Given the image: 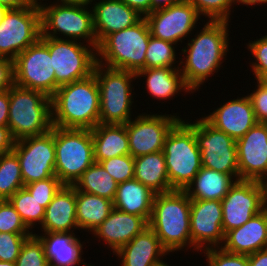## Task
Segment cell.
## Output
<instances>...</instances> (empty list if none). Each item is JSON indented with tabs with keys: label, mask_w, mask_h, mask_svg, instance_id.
<instances>
[{
	"label": "cell",
	"mask_w": 267,
	"mask_h": 266,
	"mask_svg": "<svg viewBox=\"0 0 267 266\" xmlns=\"http://www.w3.org/2000/svg\"><path fill=\"white\" fill-rule=\"evenodd\" d=\"M199 34L181 50L185 61H180V72L191 93L198 91L205 80L220 69L229 47V22L209 21ZM225 56V57H224ZM184 66V67H183ZM219 68V69H218Z\"/></svg>",
	"instance_id": "6da1fadb"
},
{
	"label": "cell",
	"mask_w": 267,
	"mask_h": 266,
	"mask_svg": "<svg viewBox=\"0 0 267 266\" xmlns=\"http://www.w3.org/2000/svg\"><path fill=\"white\" fill-rule=\"evenodd\" d=\"M51 100L53 126L93 129L99 124L100 98L94 73L60 86Z\"/></svg>",
	"instance_id": "7a4b0ae2"
},
{
	"label": "cell",
	"mask_w": 267,
	"mask_h": 266,
	"mask_svg": "<svg viewBox=\"0 0 267 266\" xmlns=\"http://www.w3.org/2000/svg\"><path fill=\"white\" fill-rule=\"evenodd\" d=\"M190 210L191 200L184 190L155 194L148 224L168 253L188 246L197 250L191 242Z\"/></svg>",
	"instance_id": "3957f363"
},
{
	"label": "cell",
	"mask_w": 267,
	"mask_h": 266,
	"mask_svg": "<svg viewBox=\"0 0 267 266\" xmlns=\"http://www.w3.org/2000/svg\"><path fill=\"white\" fill-rule=\"evenodd\" d=\"M8 128L14 141L52 129V100L45 93L13 85L9 89Z\"/></svg>",
	"instance_id": "277c9868"
},
{
	"label": "cell",
	"mask_w": 267,
	"mask_h": 266,
	"mask_svg": "<svg viewBox=\"0 0 267 266\" xmlns=\"http://www.w3.org/2000/svg\"><path fill=\"white\" fill-rule=\"evenodd\" d=\"M163 152L171 188L185 190L202 168L194 121L180 119L166 136Z\"/></svg>",
	"instance_id": "5b68a950"
},
{
	"label": "cell",
	"mask_w": 267,
	"mask_h": 266,
	"mask_svg": "<svg viewBox=\"0 0 267 266\" xmlns=\"http://www.w3.org/2000/svg\"><path fill=\"white\" fill-rule=\"evenodd\" d=\"M150 36L149 26L144 17L129 28L107 35L98 44L97 63L108 68L135 73L145 69V53Z\"/></svg>",
	"instance_id": "8992f818"
},
{
	"label": "cell",
	"mask_w": 267,
	"mask_h": 266,
	"mask_svg": "<svg viewBox=\"0 0 267 266\" xmlns=\"http://www.w3.org/2000/svg\"><path fill=\"white\" fill-rule=\"evenodd\" d=\"M95 74L100 98V124H126L131 118L134 101L131 86L136 73L112 69L96 63Z\"/></svg>",
	"instance_id": "52a82bcc"
},
{
	"label": "cell",
	"mask_w": 267,
	"mask_h": 266,
	"mask_svg": "<svg viewBox=\"0 0 267 266\" xmlns=\"http://www.w3.org/2000/svg\"><path fill=\"white\" fill-rule=\"evenodd\" d=\"M55 173L63 185L73 186L94 161L91 129L54 126Z\"/></svg>",
	"instance_id": "ba28073f"
},
{
	"label": "cell",
	"mask_w": 267,
	"mask_h": 266,
	"mask_svg": "<svg viewBox=\"0 0 267 266\" xmlns=\"http://www.w3.org/2000/svg\"><path fill=\"white\" fill-rule=\"evenodd\" d=\"M41 3L38 4L41 13V36L67 38L78 42L84 39V42L97 50L93 13L88 6L55 3L46 6ZM58 34H61V37L57 36ZM62 35L65 37L62 38Z\"/></svg>",
	"instance_id": "9c48e42d"
},
{
	"label": "cell",
	"mask_w": 267,
	"mask_h": 266,
	"mask_svg": "<svg viewBox=\"0 0 267 266\" xmlns=\"http://www.w3.org/2000/svg\"><path fill=\"white\" fill-rule=\"evenodd\" d=\"M48 46L55 70L56 90L63 85L82 80L93 74L97 52L90 45L67 39L41 36ZM89 48V49H88Z\"/></svg>",
	"instance_id": "30bf717a"
},
{
	"label": "cell",
	"mask_w": 267,
	"mask_h": 266,
	"mask_svg": "<svg viewBox=\"0 0 267 266\" xmlns=\"http://www.w3.org/2000/svg\"><path fill=\"white\" fill-rule=\"evenodd\" d=\"M41 37L39 5L8 9L0 22V57L14 60Z\"/></svg>",
	"instance_id": "8fae6325"
},
{
	"label": "cell",
	"mask_w": 267,
	"mask_h": 266,
	"mask_svg": "<svg viewBox=\"0 0 267 266\" xmlns=\"http://www.w3.org/2000/svg\"><path fill=\"white\" fill-rule=\"evenodd\" d=\"M195 121L202 167L230 174L235 181L239 180L236 140L216 129L204 117Z\"/></svg>",
	"instance_id": "7c38bea8"
},
{
	"label": "cell",
	"mask_w": 267,
	"mask_h": 266,
	"mask_svg": "<svg viewBox=\"0 0 267 266\" xmlns=\"http://www.w3.org/2000/svg\"><path fill=\"white\" fill-rule=\"evenodd\" d=\"M48 46L39 39L13 60L14 84L52 97L56 92L55 70Z\"/></svg>",
	"instance_id": "4fadbf2b"
},
{
	"label": "cell",
	"mask_w": 267,
	"mask_h": 266,
	"mask_svg": "<svg viewBox=\"0 0 267 266\" xmlns=\"http://www.w3.org/2000/svg\"><path fill=\"white\" fill-rule=\"evenodd\" d=\"M24 185L45 180L55 173L54 126L48 132L14 142Z\"/></svg>",
	"instance_id": "5bb4252c"
},
{
	"label": "cell",
	"mask_w": 267,
	"mask_h": 266,
	"mask_svg": "<svg viewBox=\"0 0 267 266\" xmlns=\"http://www.w3.org/2000/svg\"><path fill=\"white\" fill-rule=\"evenodd\" d=\"M222 202V227L226 234L238 228L266 208L264 182L237 180Z\"/></svg>",
	"instance_id": "9a60e30c"
},
{
	"label": "cell",
	"mask_w": 267,
	"mask_h": 266,
	"mask_svg": "<svg viewBox=\"0 0 267 266\" xmlns=\"http://www.w3.org/2000/svg\"><path fill=\"white\" fill-rule=\"evenodd\" d=\"M180 119L177 114L142 113L128 121L124 125L129 138L130 155L135 158L163 151L166 136Z\"/></svg>",
	"instance_id": "2e32d148"
},
{
	"label": "cell",
	"mask_w": 267,
	"mask_h": 266,
	"mask_svg": "<svg viewBox=\"0 0 267 266\" xmlns=\"http://www.w3.org/2000/svg\"><path fill=\"white\" fill-rule=\"evenodd\" d=\"M151 36L174 44L192 34L197 21L201 18L195 7L187 0H179L167 8L149 13L144 17Z\"/></svg>",
	"instance_id": "e0dca14e"
},
{
	"label": "cell",
	"mask_w": 267,
	"mask_h": 266,
	"mask_svg": "<svg viewBox=\"0 0 267 266\" xmlns=\"http://www.w3.org/2000/svg\"><path fill=\"white\" fill-rule=\"evenodd\" d=\"M222 218L223 212L221 201L191 200V242L197 249V252L199 250L201 252L204 248L221 247L220 244H223L225 238V233L223 232L222 227Z\"/></svg>",
	"instance_id": "ac0fdd59"
},
{
	"label": "cell",
	"mask_w": 267,
	"mask_h": 266,
	"mask_svg": "<svg viewBox=\"0 0 267 266\" xmlns=\"http://www.w3.org/2000/svg\"><path fill=\"white\" fill-rule=\"evenodd\" d=\"M239 180H267V123H257L236 140Z\"/></svg>",
	"instance_id": "d6986e66"
},
{
	"label": "cell",
	"mask_w": 267,
	"mask_h": 266,
	"mask_svg": "<svg viewBox=\"0 0 267 266\" xmlns=\"http://www.w3.org/2000/svg\"><path fill=\"white\" fill-rule=\"evenodd\" d=\"M204 118L234 140L243 137L258 123L248 95L223 103Z\"/></svg>",
	"instance_id": "ffe728a7"
},
{
	"label": "cell",
	"mask_w": 267,
	"mask_h": 266,
	"mask_svg": "<svg viewBox=\"0 0 267 266\" xmlns=\"http://www.w3.org/2000/svg\"><path fill=\"white\" fill-rule=\"evenodd\" d=\"M95 3L91 9L97 47L107 35L129 28L143 18L120 0H100Z\"/></svg>",
	"instance_id": "44dd1931"
},
{
	"label": "cell",
	"mask_w": 267,
	"mask_h": 266,
	"mask_svg": "<svg viewBox=\"0 0 267 266\" xmlns=\"http://www.w3.org/2000/svg\"><path fill=\"white\" fill-rule=\"evenodd\" d=\"M148 226L145 218L113 208L107 219L92 233L116 253Z\"/></svg>",
	"instance_id": "7402d4cb"
},
{
	"label": "cell",
	"mask_w": 267,
	"mask_h": 266,
	"mask_svg": "<svg viewBox=\"0 0 267 266\" xmlns=\"http://www.w3.org/2000/svg\"><path fill=\"white\" fill-rule=\"evenodd\" d=\"M221 248L247 256L267 248V208L244 225L228 231Z\"/></svg>",
	"instance_id": "603a6c76"
},
{
	"label": "cell",
	"mask_w": 267,
	"mask_h": 266,
	"mask_svg": "<svg viewBox=\"0 0 267 266\" xmlns=\"http://www.w3.org/2000/svg\"><path fill=\"white\" fill-rule=\"evenodd\" d=\"M121 266H159L163 256L169 254L155 232L148 226L116 253Z\"/></svg>",
	"instance_id": "cb8c5ba5"
},
{
	"label": "cell",
	"mask_w": 267,
	"mask_h": 266,
	"mask_svg": "<svg viewBox=\"0 0 267 266\" xmlns=\"http://www.w3.org/2000/svg\"><path fill=\"white\" fill-rule=\"evenodd\" d=\"M42 232H73L78 229L76 221V190L63 185L45 208Z\"/></svg>",
	"instance_id": "d4e9b609"
},
{
	"label": "cell",
	"mask_w": 267,
	"mask_h": 266,
	"mask_svg": "<svg viewBox=\"0 0 267 266\" xmlns=\"http://www.w3.org/2000/svg\"><path fill=\"white\" fill-rule=\"evenodd\" d=\"M44 245L49 266H77L81 260L83 243L73 232H47L37 235Z\"/></svg>",
	"instance_id": "484cf974"
},
{
	"label": "cell",
	"mask_w": 267,
	"mask_h": 266,
	"mask_svg": "<svg viewBox=\"0 0 267 266\" xmlns=\"http://www.w3.org/2000/svg\"><path fill=\"white\" fill-rule=\"evenodd\" d=\"M154 196L153 191L133 178L118 184L113 206L128 214L141 216L149 222Z\"/></svg>",
	"instance_id": "4316f807"
},
{
	"label": "cell",
	"mask_w": 267,
	"mask_h": 266,
	"mask_svg": "<svg viewBox=\"0 0 267 266\" xmlns=\"http://www.w3.org/2000/svg\"><path fill=\"white\" fill-rule=\"evenodd\" d=\"M94 161L130 154L129 138L124 124H98L91 129Z\"/></svg>",
	"instance_id": "83f0119b"
},
{
	"label": "cell",
	"mask_w": 267,
	"mask_h": 266,
	"mask_svg": "<svg viewBox=\"0 0 267 266\" xmlns=\"http://www.w3.org/2000/svg\"><path fill=\"white\" fill-rule=\"evenodd\" d=\"M145 77L146 90L157 99H170L181 91L191 92L183 80L180 67L141 69L136 77ZM147 76V77H146Z\"/></svg>",
	"instance_id": "f1b7e54d"
},
{
	"label": "cell",
	"mask_w": 267,
	"mask_h": 266,
	"mask_svg": "<svg viewBox=\"0 0 267 266\" xmlns=\"http://www.w3.org/2000/svg\"><path fill=\"white\" fill-rule=\"evenodd\" d=\"M233 179L230 174L202 167L184 191L190 200L221 201L236 182Z\"/></svg>",
	"instance_id": "f546056e"
},
{
	"label": "cell",
	"mask_w": 267,
	"mask_h": 266,
	"mask_svg": "<svg viewBox=\"0 0 267 266\" xmlns=\"http://www.w3.org/2000/svg\"><path fill=\"white\" fill-rule=\"evenodd\" d=\"M134 178L155 194L173 191L170 186L163 151L135 157Z\"/></svg>",
	"instance_id": "4dcf8cb0"
},
{
	"label": "cell",
	"mask_w": 267,
	"mask_h": 266,
	"mask_svg": "<svg viewBox=\"0 0 267 266\" xmlns=\"http://www.w3.org/2000/svg\"><path fill=\"white\" fill-rule=\"evenodd\" d=\"M114 208L113 201L106 198L76 191V221L78 230L93 232L102 224Z\"/></svg>",
	"instance_id": "1f68e13d"
},
{
	"label": "cell",
	"mask_w": 267,
	"mask_h": 266,
	"mask_svg": "<svg viewBox=\"0 0 267 266\" xmlns=\"http://www.w3.org/2000/svg\"><path fill=\"white\" fill-rule=\"evenodd\" d=\"M76 191L114 200L118 184L100 164L94 162L73 185Z\"/></svg>",
	"instance_id": "d6a6232c"
},
{
	"label": "cell",
	"mask_w": 267,
	"mask_h": 266,
	"mask_svg": "<svg viewBox=\"0 0 267 266\" xmlns=\"http://www.w3.org/2000/svg\"><path fill=\"white\" fill-rule=\"evenodd\" d=\"M24 187L18 157L12 150L0 155V201L8 200Z\"/></svg>",
	"instance_id": "836d02e7"
},
{
	"label": "cell",
	"mask_w": 267,
	"mask_h": 266,
	"mask_svg": "<svg viewBox=\"0 0 267 266\" xmlns=\"http://www.w3.org/2000/svg\"><path fill=\"white\" fill-rule=\"evenodd\" d=\"M8 201L15 208L16 212L20 215L22 221L30 231L35 227L34 225H37V223L42 225L45 208L42 207L41 202L35 197H32L25 187L19 189L8 199Z\"/></svg>",
	"instance_id": "e575fe53"
},
{
	"label": "cell",
	"mask_w": 267,
	"mask_h": 266,
	"mask_svg": "<svg viewBox=\"0 0 267 266\" xmlns=\"http://www.w3.org/2000/svg\"><path fill=\"white\" fill-rule=\"evenodd\" d=\"M175 45L166 40L150 36L149 44L146 50L145 69L176 67V52Z\"/></svg>",
	"instance_id": "d590c367"
},
{
	"label": "cell",
	"mask_w": 267,
	"mask_h": 266,
	"mask_svg": "<svg viewBox=\"0 0 267 266\" xmlns=\"http://www.w3.org/2000/svg\"><path fill=\"white\" fill-rule=\"evenodd\" d=\"M15 263L16 266H49L44 245L36 233L25 239Z\"/></svg>",
	"instance_id": "8d00e7d4"
},
{
	"label": "cell",
	"mask_w": 267,
	"mask_h": 266,
	"mask_svg": "<svg viewBox=\"0 0 267 266\" xmlns=\"http://www.w3.org/2000/svg\"><path fill=\"white\" fill-rule=\"evenodd\" d=\"M199 15L209 18V21H227L231 15V6L236 0H187Z\"/></svg>",
	"instance_id": "74e56055"
},
{
	"label": "cell",
	"mask_w": 267,
	"mask_h": 266,
	"mask_svg": "<svg viewBox=\"0 0 267 266\" xmlns=\"http://www.w3.org/2000/svg\"><path fill=\"white\" fill-rule=\"evenodd\" d=\"M100 164L117 184L134 178V158L130 154L112 157L101 161Z\"/></svg>",
	"instance_id": "f35d334b"
},
{
	"label": "cell",
	"mask_w": 267,
	"mask_h": 266,
	"mask_svg": "<svg viewBox=\"0 0 267 266\" xmlns=\"http://www.w3.org/2000/svg\"><path fill=\"white\" fill-rule=\"evenodd\" d=\"M0 232L33 234L8 200L0 201Z\"/></svg>",
	"instance_id": "ab89813d"
},
{
	"label": "cell",
	"mask_w": 267,
	"mask_h": 266,
	"mask_svg": "<svg viewBox=\"0 0 267 266\" xmlns=\"http://www.w3.org/2000/svg\"><path fill=\"white\" fill-rule=\"evenodd\" d=\"M63 184L57 176H52L45 180H39L24 187L29 191L32 197H35L46 208L52 201L54 195L61 189Z\"/></svg>",
	"instance_id": "60d3db41"
},
{
	"label": "cell",
	"mask_w": 267,
	"mask_h": 266,
	"mask_svg": "<svg viewBox=\"0 0 267 266\" xmlns=\"http://www.w3.org/2000/svg\"><path fill=\"white\" fill-rule=\"evenodd\" d=\"M208 266H249L248 256L231 253L223 248L204 249Z\"/></svg>",
	"instance_id": "b9f144b4"
},
{
	"label": "cell",
	"mask_w": 267,
	"mask_h": 266,
	"mask_svg": "<svg viewBox=\"0 0 267 266\" xmlns=\"http://www.w3.org/2000/svg\"><path fill=\"white\" fill-rule=\"evenodd\" d=\"M31 235L0 232V261L15 262L23 242Z\"/></svg>",
	"instance_id": "7bdbcfd3"
},
{
	"label": "cell",
	"mask_w": 267,
	"mask_h": 266,
	"mask_svg": "<svg viewBox=\"0 0 267 266\" xmlns=\"http://www.w3.org/2000/svg\"><path fill=\"white\" fill-rule=\"evenodd\" d=\"M247 45L252 57L256 58L255 62L251 63L253 75H255L256 80H261L267 74V35L250 41Z\"/></svg>",
	"instance_id": "ee69618b"
},
{
	"label": "cell",
	"mask_w": 267,
	"mask_h": 266,
	"mask_svg": "<svg viewBox=\"0 0 267 266\" xmlns=\"http://www.w3.org/2000/svg\"><path fill=\"white\" fill-rule=\"evenodd\" d=\"M257 81V88L248 97L251 101L258 123H267V85L261 80Z\"/></svg>",
	"instance_id": "f6af8a7d"
},
{
	"label": "cell",
	"mask_w": 267,
	"mask_h": 266,
	"mask_svg": "<svg viewBox=\"0 0 267 266\" xmlns=\"http://www.w3.org/2000/svg\"><path fill=\"white\" fill-rule=\"evenodd\" d=\"M14 85L13 60L0 57V92L7 91Z\"/></svg>",
	"instance_id": "bcb514c9"
},
{
	"label": "cell",
	"mask_w": 267,
	"mask_h": 266,
	"mask_svg": "<svg viewBox=\"0 0 267 266\" xmlns=\"http://www.w3.org/2000/svg\"><path fill=\"white\" fill-rule=\"evenodd\" d=\"M14 142L8 126H0V155L12 151Z\"/></svg>",
	"instance_id": "7dc6e473"
},
{
	"label": "cell",
	"mask_w": 267,
	"mask_h": 266,
	"mask_svg": "<svg viewBox=\"0 0 267 266\" xmlns=\"http://www.w3.org/2000/svg\"><path fill=\"white\" fill-rule=\"evenodd\" d=\"M9 89L4 92H0V126L8 125V115H9Z\"/></svg>",
	"instance_id": "c3c4849f"
},
{
	"label": "cell",
	"mask_w": 267,
	"mask_h": 266,
	"mask_svg": "<svg viewBox=\"0 0 267 266\" xmlns=\"http://www.w3.org/2000/svg\"><path fill=\"white\" fill-rule=\"evenodd\" d=\"M132 9H135L140 15L145 17L151 13V0H120Z\"/></svg>",
	"instance_id": "681fc988"
},
{
	"label": "cell",
	"mask_w": 267,
	"mask_h": 266,
	"mask_svg": "<svg viewBox=\"0 0 267 266\" xmlns=\"http://www.w3.org/2000/svg\"><path fill=\"white\" fill-rule=\"evenodd\" d=\"M249 266H267V248L248 255Z\"/></svg>",
	"instance_id": "f907efd6"
},
{
	"label": "cell",
	"mask_w": 267,
	"mask_h": 266,
	"mask_svg": "<svg viewBox=\"0 0 267 266\" xmlns=\"http://www.w3.org/2000/svg\"><path fill=\"white\" fill-rule=\"evenodd\" d=\"M0 5L7 9H19L32 6L30 0H0Z\"/></svg>",
	"instance_id": "816d5d0a"
},
{
	"label": "cell",
	"mask_w": 267,
	"mask_h": 266,
	"mask_svg": "<svg viewBox=\"0 0 267 266\" xmlns=\"http://www.w3.org/2000/svg\"><path fill=\"white\" fill-rule=\"evenodd\" d=\"M179 0H151V13L177 3Z\"/></svg>",
	"instance_id": "f5cc1de1"
},
{
	"label": "cell",
	"mask_w": 267,
	"mask_h": 266,
	"mask_svg": "<svg viewBox=\"0 0 267 266\" xmlns=\"http://www.w3.org/2000/svg\"><path fill=\"white\" fill-rule=\"evenodd\" d=\"M92 2H93V0H60V1L57 0V2L55 4L88 6L89 4L91 5Z\"/></svg>",
	"instance_id": "db71d44e"
},
{
	"label": "cell",
	"mask_w": 267,
	"mask_h": 266,
	"mask_svg": "<svg viewBox=\"0 0 267 266\" xmlns=\"http://www.w3.org/2000/svg\"><path fill=\"white\" fill-rule=\"evenodd\" d=\"M236 3L243 4V5H258V4H266L267 0H236Z\"/></svg>",
	"instance_id": "11a10c76"
},
{
	"label": "cell",
	"mask_w": 267,
	"mask_h": 266,
	"mask_svg": "<svg viewBox=\"0 0 267 266\" xmlns=\"http://www.w3.org/2000/svg\"><path fill=\"white\" fill-rule=\"evenodd\" d=\"M7 10H8L7 8L0 5V22L3 20V17L5 13L7 12Z\"/></svg>",
	"instance_id": "9f6ffc18"
},
{
	"label": "cell",
	"mask_w": 267,
	"mask_h": 266,
	"mask_svg": "<svg viewBox=\"0 0 267 266\" xmlns=\"http://www.w3.org/2000/svg\"><path fill=\"white\" fill-rule=\"evenodd\" d=\"M0 266H16V263L8 261H0Z\"/></svg>",
	"instance_id": "6f0895ef"
},
{
	"label": "cell",
	"mask_w": 267,
	"mask_h": 266,
	"mask_svg": "<svg viewBox=\"0 0 267 266\" xmlns=\"http://www.w3.org/2000/svg\"><path fill=\"white\" fill-rule=\"evenodd\" d=\"M265 185V200H266V208H267V180L264 182Z\"/></svg>",
	"instance_id": "680465c9"
},
{
	"label": "cell",
	"mask_w": 267,
	"mask_h": 266,
	"mask_svg": "<svg viewBox=\"0 0 267 266\" xmlns=\"http://www.w3.org/2000/svg\"><path fill=\"white\" fill-rule=\"evenodd\" d=\"M261 81L267 85V74L261 79Z\"/></svg>",
	"instance_id": "91938a15"
},
{
	"label": "cell",
	"mask_w": 267,
	"mask_h": 266,
	"mask_svg": "<svg viewBox=\"0 0 267 266\" xmlns=\"http://www.w3.org/2000/svg\"><path fill=\"white\" fill-rule=\"evenodd\" d=\"M33 4H39L40 2H38V0H30Z\"/></svg>",
	"instance_id": "94428289"
},
{
	"label": "cell",
	"mask_w": 267,
	"mask_h": 266,
	"mask_svg": "<svg viewBox=\"0 0 267 266\" xmlns=\"http://www.w3.org/2000/svg\"><path fill=\"white\" fill-rule=\"evenodd\" d=\"M159 266H169L167 263H162L161 265H159Z\"/></svg>",
	"instance_id": "6125c7cd"
},
{
	"label": "cell",
	"mask_w": 267,
	"mask_h": 266,
	"mask_svg": "<svg viewBox=\"0 0 267 266\" xmlns=\"http://www.w3.org/2000/svg\"><path fill=\"white\" fill-rule=\"evenodd\" d=\"M82 264H83L84 266H92V265H87V264H85V262H84V263L82 262Z\"/></svg>",
	"instance_id": "be15d7a7"
}]
</instances>
